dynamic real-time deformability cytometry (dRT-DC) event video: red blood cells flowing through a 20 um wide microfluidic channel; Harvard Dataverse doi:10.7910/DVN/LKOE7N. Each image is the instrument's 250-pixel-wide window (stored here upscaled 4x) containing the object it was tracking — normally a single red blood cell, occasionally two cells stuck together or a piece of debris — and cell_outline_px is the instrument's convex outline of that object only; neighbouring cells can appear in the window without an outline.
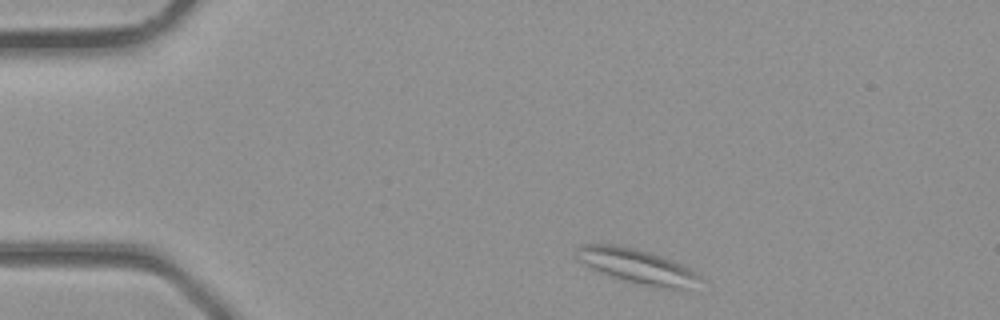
{"species": "common noctule bat (a hibernating species)", "species_latin": "Nyctalus noctula", "temperature_condition": "room temperature", "stored_images_in_passage": 3, "camera_frame_rate_fps": 3000, "um_per_image_px": 0.085, "animal": {"sex": "male", "body_mass_g": 23.1, "forearm_length_mm": 52.7}, "frame": {"image": 1, "passage_image": 1, "time_ms": 0.0, "image_size_px": [1000, 320], "cell_outline_px": [[704, 280], [688, 288], [668, 288], [628, 280], [612, 276], [592, 268], [576, 260], [576, 248], [580, 244], [616, 244], [636, 248], [660, 256], [680, 264], [704, 276]], "centroid_in_image_um": [54.14, 22.59], "position_along_channel_um": 30.9, "area_um2": 24.28}}